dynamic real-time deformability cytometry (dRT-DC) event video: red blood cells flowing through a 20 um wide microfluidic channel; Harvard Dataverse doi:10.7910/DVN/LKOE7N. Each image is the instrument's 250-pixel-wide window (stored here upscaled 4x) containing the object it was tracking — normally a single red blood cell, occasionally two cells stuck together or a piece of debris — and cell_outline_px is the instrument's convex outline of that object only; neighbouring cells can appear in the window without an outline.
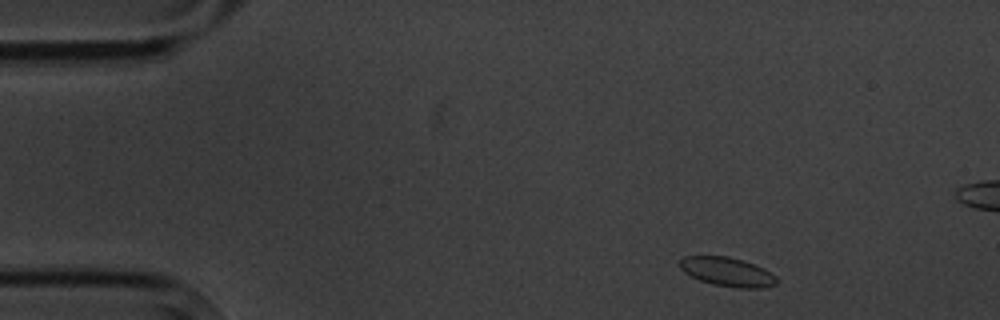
{"species": "common noctule bat (a hibernating species)", "species_latin": "Nyctalus noctula", "temperature_condition": "cold", "stored_images_in_passage": 4, "camera_frame_rate_fps": 3000, "um_per_image_px": 0.085, "animal": {"sex": "male", "body_mass_g": 20.1, "forearm_length_mm": 53.5}, "frame": {"image": 1, "passage_image": 1, "time_ms": 0.0, "image_size_px": [1000, 320], "cell_outline_px": [[776, 284], [764, 288], [736, 288], [712, 284], [700, 280], [684, 272], [680, 268], [680, 260], [684, 256], [728, 256], [744, 260], [764, 268], [776, 276]], "centroid_in_image_um": [61.84, 23.1], "position_along_channel_um": 23.2, "area_um2": 16.42}}